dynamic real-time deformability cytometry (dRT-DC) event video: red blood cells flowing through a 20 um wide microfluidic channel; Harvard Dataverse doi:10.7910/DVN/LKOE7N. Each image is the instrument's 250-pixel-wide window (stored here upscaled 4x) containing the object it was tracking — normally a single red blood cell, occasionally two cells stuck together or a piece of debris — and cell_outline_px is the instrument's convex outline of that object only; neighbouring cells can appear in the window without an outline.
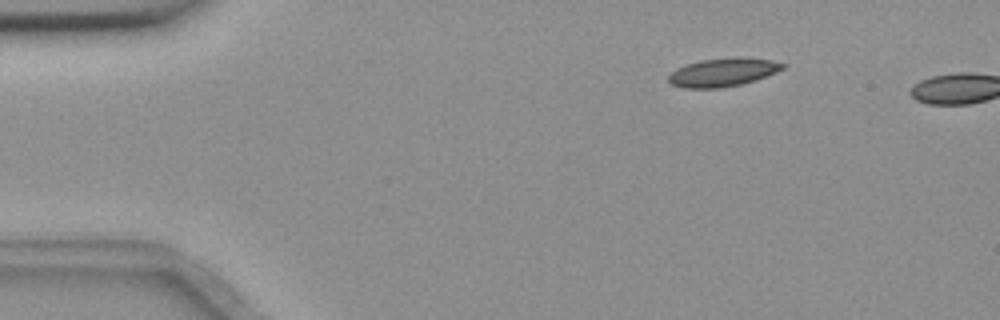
{"species": "common noctule bat (a hibernating species)", "species_latin": "Nyctalus noctula", "temperature_condition": "room temperature", "stored_images_in_passage": 2, "camera_frame_rate_fps": 3000, "um_per_image_px": 0.085, "animal": {"sex": "female", "body_mass_g": 18.4}, "frame": {"image": 1, "passage_image": 1, "time_ms": 0.0, "image_size_px": [1000, 320], "cell_outline_px": [[788, 64], [784, 68], [776, 72], [756, 80], [740, 84], [720, 88], [684, 88], [672, 84], [668, 80], [668, 76], [676, 68], [700, 60], [740, 56], [772, 60]], "centroid_in_image_um": [61.48, 6.13], "position_along_channel_um": 23.5, "area_um2": 18.96}}